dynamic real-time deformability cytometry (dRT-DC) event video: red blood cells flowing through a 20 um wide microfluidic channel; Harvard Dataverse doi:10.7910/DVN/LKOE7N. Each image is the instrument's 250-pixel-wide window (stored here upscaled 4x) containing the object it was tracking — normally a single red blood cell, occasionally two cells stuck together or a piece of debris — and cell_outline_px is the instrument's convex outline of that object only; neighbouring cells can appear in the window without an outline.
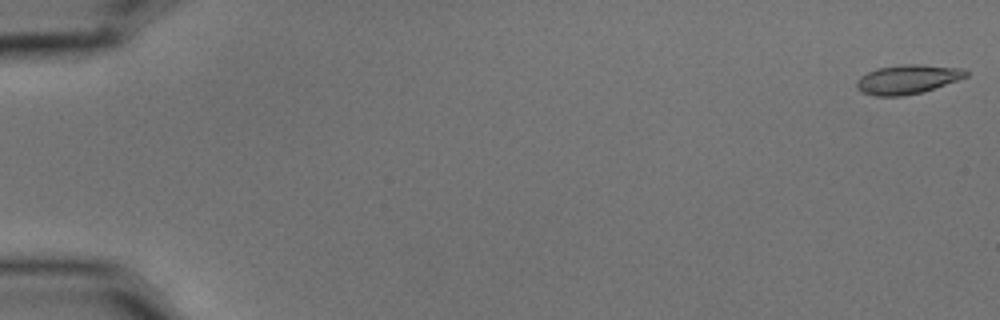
{"species": "common noctule bat (a hibernating species)", "species_latin": "Nyctalus noctula", "temperature_condition": "cold", "stored_images_in_passage": 6, "camera_frame_rate_fps": 3000, "um_per_image_px": 0.085, "animal": {"sex": "male", "body_mass_g": 15.6}, "frame": {"image": 1, "passage_image": 1, "time_ms": 0.0, "image_size_px": [1000, 320], "cell_outline_px": [[968, 76], [924, 92], [904, 96], [876, 96], [860, 92], [856, 88], [856, 80], [860, 76], [876, 68], [904, 64], [920, 64], [964, 68], [968, 72]], "centroid_in_image_um": [77.12, 6.74], "position_along_channel_um": 7.9, "area_um2": 18.84}}
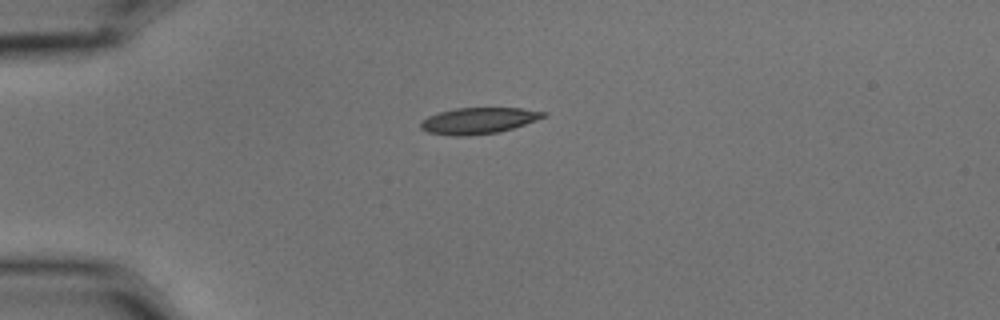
{"frame": {"image": 2, "passage_image": 5, "time_ms": 1.333, "image_size_px": [1000, 320], "cell_outline_px": [[548, 116], [512, 128], [496, 132], [464, 136], [456, 136], [428, 132], [420, 128], [420, 120], [428, 116], [440, 112], [456, 108], [520, 108], [548, 112]], "centroid_in_image_um": [40.66, 10.25], "position_along_channel_um": 44.3, "area_um2": 18.61}}
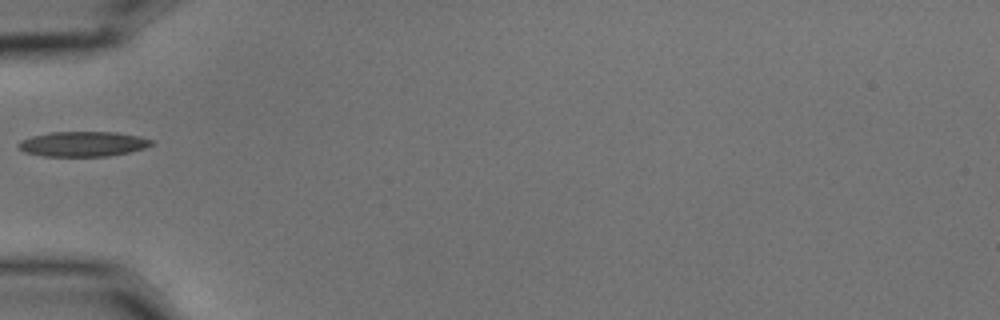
{"frame": {"image": 3, "passage_image": 6, "time_ms": 1.667, "image_size_px": [1000, 320], "cell_outline_px": [[152, 144], [144, 148], [128, 152], [108, 156], [44, 156], [24, 152], [16, 148], [16, 144], [20, 140], [32, 136], [52, 132], [116, 132], [140, 136], [152, 140]], "centroid_in_image_um": [6.99, 12.23], "position_along_channel_um": 78.0, "area_um2": 19.42}}